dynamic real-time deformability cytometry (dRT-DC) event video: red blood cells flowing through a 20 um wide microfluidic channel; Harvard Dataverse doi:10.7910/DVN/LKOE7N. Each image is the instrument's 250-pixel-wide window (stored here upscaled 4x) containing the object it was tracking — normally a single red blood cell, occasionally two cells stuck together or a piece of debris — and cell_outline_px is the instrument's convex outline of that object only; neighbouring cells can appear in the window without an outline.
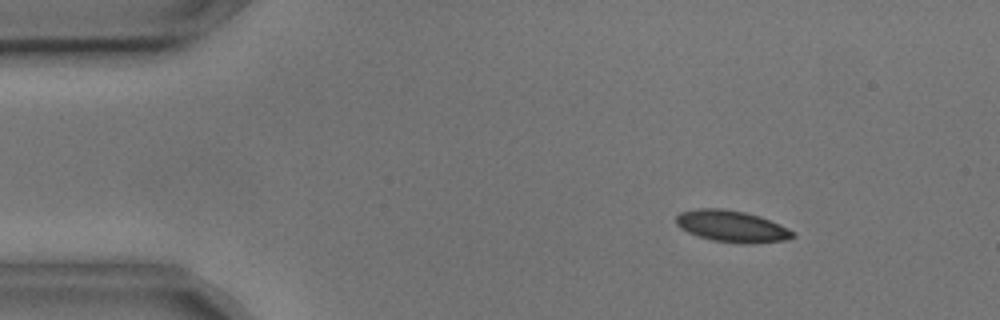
{"species": "common noctule bat (a hibernating species)", "species_latin": "Nyctalus noctula", "temperature_condition": "cold", "stored_images_in_passage": 4, "camera_frame_rate_fps": 3000, "um_per_image_px": 0.085, "animal": {"sex": "male", "body_mass_g": 17.9, "forearm_length_mm": 54.2}, "frame": {"image": 1, "passage_image": 2, "time_ms": 0.333, "image_size_px": [1000, 320], "cell_outline_px": [[796, 236], [788, 240], [744, 244], [712, 240], [688, 232], [680, 228], [676, 224], [676, 216], [680, 212], [696, 208], [720, 208], [744, 212], [760, 216], [780, 224], [796, 232]], "centroid_in_image_um": [62.23, 19.23], "position_along_channel_um": 22.8, "area_um2": 21.56}}